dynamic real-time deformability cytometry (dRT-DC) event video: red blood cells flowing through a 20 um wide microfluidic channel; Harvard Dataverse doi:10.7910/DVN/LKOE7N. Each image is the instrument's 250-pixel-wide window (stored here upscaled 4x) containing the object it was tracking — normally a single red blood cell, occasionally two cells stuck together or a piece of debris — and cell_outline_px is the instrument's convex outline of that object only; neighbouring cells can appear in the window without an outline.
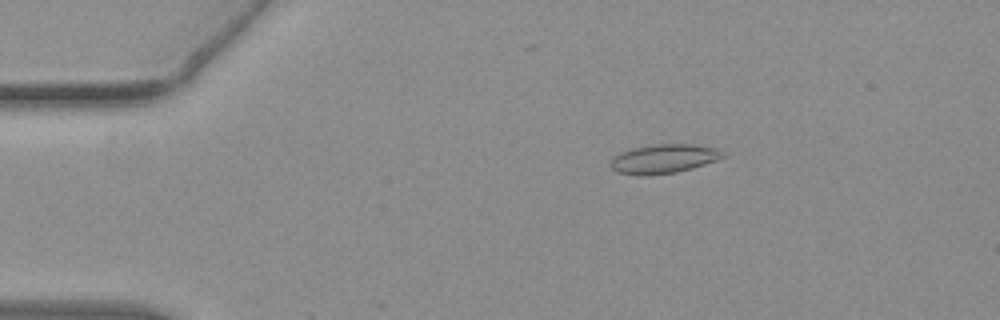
{"species": "common noctule bat (a hibernating species)", "species_latin": "Nyctalus noctula", "temperature_condition": "warm", "stored_images_in_passage": 39, "camera_frame_rate_fps": 3000, "um_per_image_px": 0.085, "animal": {"sex": "female", "body_mass_g": 19.3, "forearm_length_mm": 54.1}, "frame": {"image": 1, "passage_image": 2, "time_ms": 0.333, "image_size_px": [1000, 320], "cell_outline_px": [[728, 156], [692, 168], [676, 172], [648, 176], [640, 176], [616, 172], [608, 164], [612, 156], [620, 152], [632, 148], [656, 144], [692, 144], [716, 148], [728, 152]], "centroid_in_image_um": [56.41, 13.5], "position_along_channel_um": 28.6, "area_um2": 19.42}}
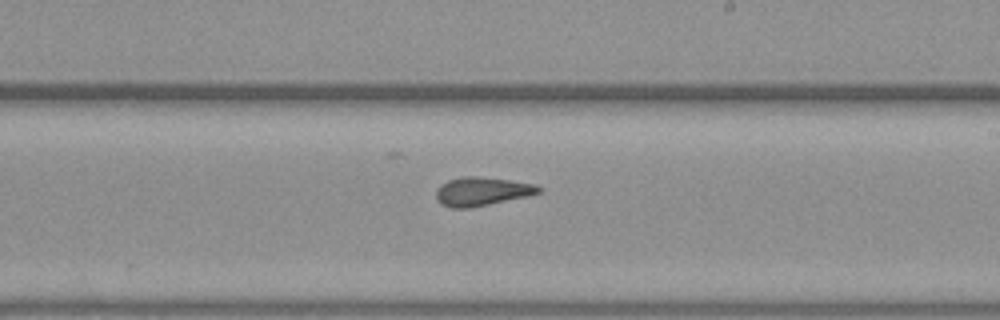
{"frame": {"image": 2, "passage_image": 24, "time_ms": 7.667, "image_size_px": [1000, 320], "cell_outline_px": [[544, 188], [540, 192], [524, 196], [488, 204], [468, 208], [452, 208], [440, 204], [436, 200], [436, 192], [440, 184], [448, 180], [464, 176], [476, 176], [508, 180], [532, 184]], "centroid_in_image_um": [40.89, 16.27], "position_along_channel_um": 248.1, "area_um2": 16.82}}
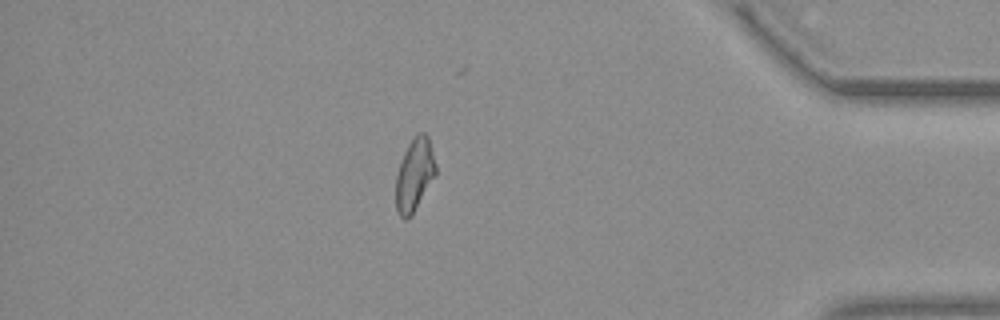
{"frame": {"image": 3, "passage_image": 39, "time_ms": 12.667, "image_size_px": [1000, 320], "cell_outline_px": [[436, 176], [412, 216], [408, 220], [404, 220], [396, 212], [396, 176], [404, 152], [408, 144], [420, 132], [424, 132], [428, 136], [436, 164]], "centroid_in_image_um": [35.24, 14.92], "position_along_channel_um": 400.0, "area_um2": 17.05}, "authors_computed_cell_mechanics": {"area_um2": 16.9354, "velocity_mm_per_s": 3.825, "shape_relaxation_time_tau1_ms": null, "shape_relaxation_time_tau2_ms": 2.2711, "deformation_change_tau1": null, "deformation_change_tau2": 0.0899}}